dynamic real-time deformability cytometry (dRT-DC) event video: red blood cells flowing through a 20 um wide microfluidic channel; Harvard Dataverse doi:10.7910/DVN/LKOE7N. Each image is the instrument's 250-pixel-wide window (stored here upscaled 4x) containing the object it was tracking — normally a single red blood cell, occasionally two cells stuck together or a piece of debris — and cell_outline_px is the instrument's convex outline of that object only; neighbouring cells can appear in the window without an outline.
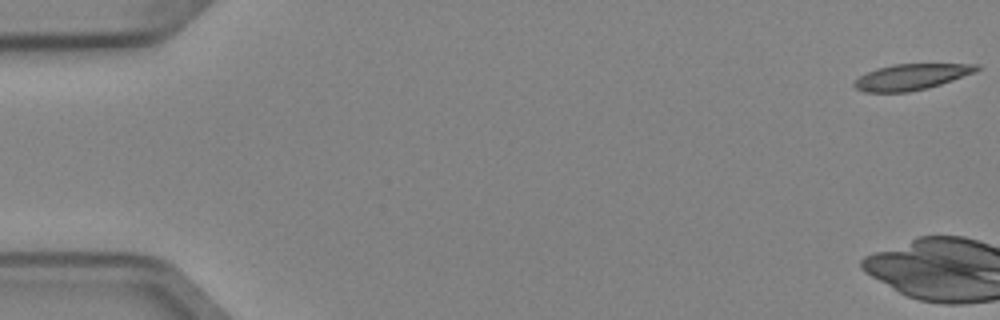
{"species": "Egyptian fruit bat (a non-hibernating species)", "species_latin": "Rousettus aegyptiacus", "temperature_condition": "cold", "stored_images_in_passage": 4, "camera_frame_rate_fps": 3000, "um_per_image_px": 0.085, "animal": {"sex": "female"}, "frame": {"image": 1, "passage_image": 1, "time_ms": 0.0, "image_size_px": [1000, 320], "cell_outline_px": [[980, 68], [976, 72], [928, 88], [908, 92], [864, 92], [856, 88], [852, 84], [860, 76], [876, 68], [896, 64], [980, 64]], "centroid_in_image_um": [77.47, 6.54], "position_along_channel_um": 7.5, "area_um2": 18.38}}